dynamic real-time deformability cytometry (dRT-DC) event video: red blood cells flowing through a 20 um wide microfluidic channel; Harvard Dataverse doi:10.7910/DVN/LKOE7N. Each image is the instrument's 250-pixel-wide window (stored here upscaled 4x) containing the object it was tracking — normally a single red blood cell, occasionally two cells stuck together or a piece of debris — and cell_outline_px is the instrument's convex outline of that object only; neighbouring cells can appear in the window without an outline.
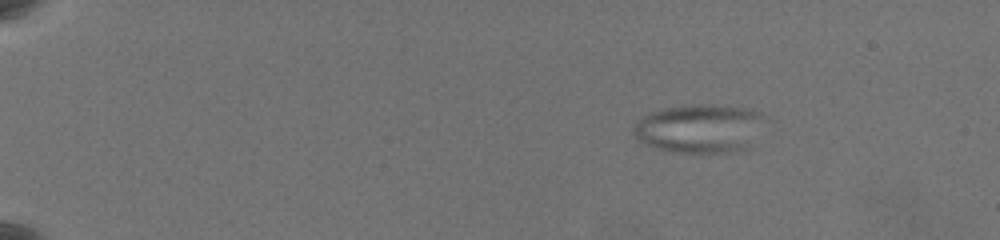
{"species": "common noctule bat (a hibernating species)", "species_latin": "Nyctalus noctula", "temperature_condition": "warm", "stored_images_in_passage": 53, "segment_of_instrument_passage": [1, 2], "camera_frame_rate_fps": 3000, "um_per_image_px": 0.085, "animal": {"sex": "female", "body_mass_g": 19.5, "forearm_length_mm": 54.1}, "frame": {"image": 1, "passage_image": 1, "time_ms": 0.0, "image_size_px": [1000, 240], "cell_outline_px": [[764, 116], [744, 144], [740, 148], [728, 152], [672, 152], [644, 144], [636, 140], [632, 136], [632, 128], [644, 116], [652, 112], [668, 108], [700, 104], [740, 108], [756, 112]], "centroid_in_image_um": [59.25, 10.92], "position_along_channel_um": 25.7, "area_um2": 35.32}}